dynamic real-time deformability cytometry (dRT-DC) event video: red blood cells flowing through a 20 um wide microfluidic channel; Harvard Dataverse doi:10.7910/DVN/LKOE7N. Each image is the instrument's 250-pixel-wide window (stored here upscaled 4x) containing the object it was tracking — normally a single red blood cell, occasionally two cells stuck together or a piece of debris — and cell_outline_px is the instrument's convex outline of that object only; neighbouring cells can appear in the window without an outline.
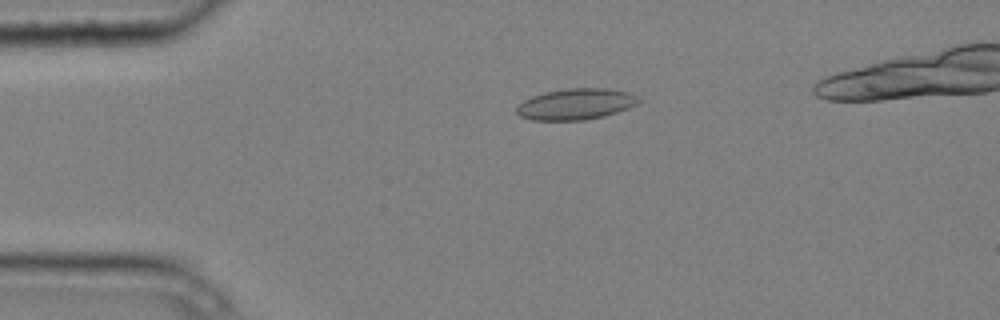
{"species": "common noctule bat (a hibernating species)", "species_latin": "Nyctalus noctula", "temperature_condition": "cold", "stored_images_in_passage": 5, "camera_frame_rate_fps": 3000, "um_per_image_px": 0.085, "animal": {"sex": "male", "body_mass_g": 20.4}, "frame": {"image": 1, "passage_image": 3, "time_ms": 0.667, "image_size_px": [1000, 320], "cell_outline_px": [[640, 100], [636, 104], [628, 108], [604, 116], [584, 120], [532, 120], [520, 116], [516, 112], [516, 108], [524, 100], [532, 96], [544, 92], [568, 88], [608, 88], [628, 92], [636, 96]], "centroid_in_image_um": [48.93, 8.84], "position_along_channel_um": 36.1, "area_um2": 22.02}}